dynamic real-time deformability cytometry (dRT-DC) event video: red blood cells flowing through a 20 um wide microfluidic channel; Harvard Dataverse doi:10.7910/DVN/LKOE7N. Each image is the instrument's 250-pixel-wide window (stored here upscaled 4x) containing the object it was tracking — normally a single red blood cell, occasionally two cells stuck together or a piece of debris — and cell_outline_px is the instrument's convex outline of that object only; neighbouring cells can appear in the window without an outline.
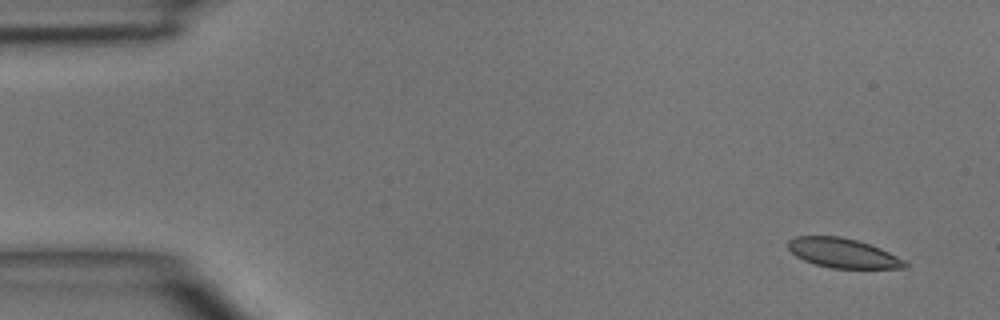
{"species": "common noctule bat (a hibernating species)", "species_latin": "Nyctalus noctula", "temperature_condition": "room temperature", "stored_images_in_passage": 3, "camera_frame_rate_fps": 3000, "um_per_image_px": 0.085, "animal": {"sex": "male", "body_mass_g": 15.6}, "frame": {"image": 1, "passage_image": 1, "time_ms": 0.0, "image_size_px": [1000, 320], "cell_outline_px": [[908, 268], [832, 268], [816, 264], [804, 260], [796, 256], [788, 248], [788, 240], [796, 236], [840, 236], [856, 240], [880, 248], [904, 260], [908, 264]], "centroid_in_image_um": [71.64, 21.51], "position_along_channel_um": 13.4, "area_um2": 19.88}}